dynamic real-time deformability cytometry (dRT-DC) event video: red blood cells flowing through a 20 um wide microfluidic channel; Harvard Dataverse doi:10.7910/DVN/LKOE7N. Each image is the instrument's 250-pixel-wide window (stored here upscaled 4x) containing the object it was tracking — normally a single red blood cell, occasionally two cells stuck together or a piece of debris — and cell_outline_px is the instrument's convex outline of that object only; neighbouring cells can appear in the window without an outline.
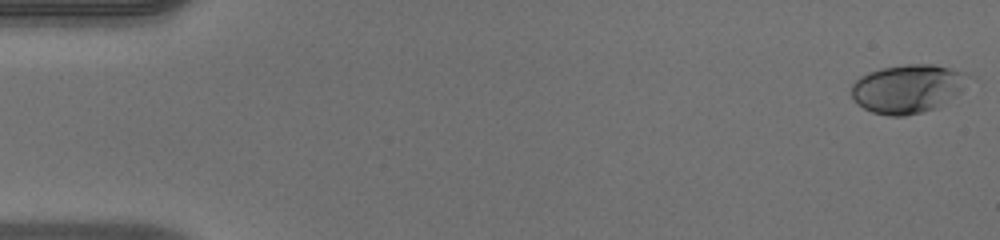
{"species": "human", "species_latin": "Homo sapiens", "temperature_condition": "warm", "stored_images_in_passage": 50, "camera_frame_rate_fps": 3000, "um_per_image_px": 0.085, "donor": {"sex": "male"}, "frame": {"image": 1, "passage_image": 1, "time_ms": 0.0, "image_size_px": [1000, 240], "cell_outline_px": [[972, 76], [964, 88], [960, 92], [936, 108], [924, 112], [904, 116], [888, 116], [872, 112], [864, 108], [852, 96], [852, 84], [860, 76], [868, 72], [880, 68], [904, 64], [936, 64], [964, 72]], "centroid_in_image_um": [77.18, 7.52], "position_along_channel_um": 7.8, "area_um2": 33.23}}
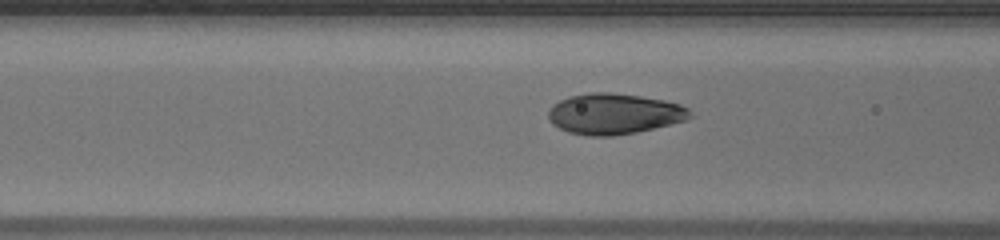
{"frame": {"image": 2, "passage_image": 20, "time_ms": 6.333, "image_size_px": [1000, 240], "cell_outline_px": [[696, 116], [684, 120], [636, 132], [612, 136], [588, 136], [568, 132], [552, 124], [548, 116], [548, 112], [552, 104], [568, 96], [592, 92], [608, 92], [640, 96], [664, 100], [680, 104], [688, 108]], "centroid_in_image_um": [52.19, 9.67], "position_along_channel_um": 114.4, "area_um2": 33.64}}
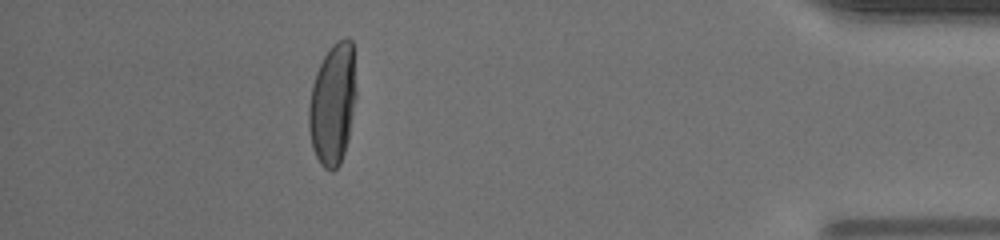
{"frame": {"image": 3, "passage_image": 45, "time_ms": 14.667, "image_size_px": [1000, 240], "cell_outline_px": [[356, 96], [348, 140], [340, 164], [332, 172], [324, 168], [320, 164], [312, 148], [308, 128], [308, 108], [312, 84], [316, 72], [328, 48], [332, 44], [344, 36], [348, 36], [352, 40], [356, 92]], "centroid_in_image_um": [28.27, 8.83], "position_along_channel_um": 406.9, "area_um2": 33.87}, "authors_computed_cell_mechanics": {"area_um2": 33.3795, "velocity_mm_per_s": 4.1099, "shape_relaxation_time_tau1_ms": 6.0009, "shape_relaxation_time_tau2_ms": null, "deformation_change_tau1": 0.2688, "deformation_change_tau2": null}}